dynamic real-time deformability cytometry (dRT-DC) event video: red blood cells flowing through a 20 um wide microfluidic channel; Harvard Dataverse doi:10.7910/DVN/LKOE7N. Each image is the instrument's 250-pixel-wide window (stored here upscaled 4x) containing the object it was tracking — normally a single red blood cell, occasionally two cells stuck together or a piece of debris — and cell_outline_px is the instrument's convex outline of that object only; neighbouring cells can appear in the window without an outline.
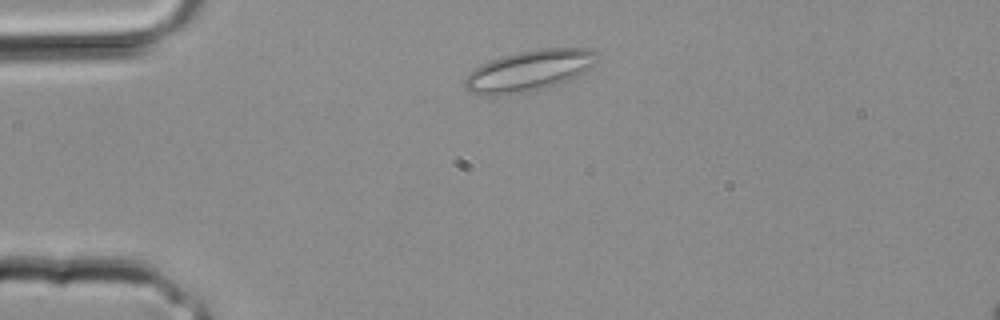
{"species": "common noctule bat (a hibernating species)", "species_latin": "Nyctalus noctula", "temperature_condition": "room temperature", "stored_images_in_passage": 29, "camera_frame_rate_fps": 3000, "um_per_image_px": 0.085, "animal": {"sex": "male", "body_mass_g": 20.4}, "frame": {"image": 1, "passage_image": 3, "time_ms": 0.667, "image_size_px": [1000, 320], "cell_outline_px": [[600, 60], [580, 76], [560, 84], [544, 88], [508, 96], [480, 96], [468, 92], [464, 88], [464, 80], [480, 64], [516, 52], [540, 48], [592, 48], [600, 56]], "centroid_in_image_um": [45.02, 6.03], "position_along_channel_um": 40.0, "area_um2": 32.31}}
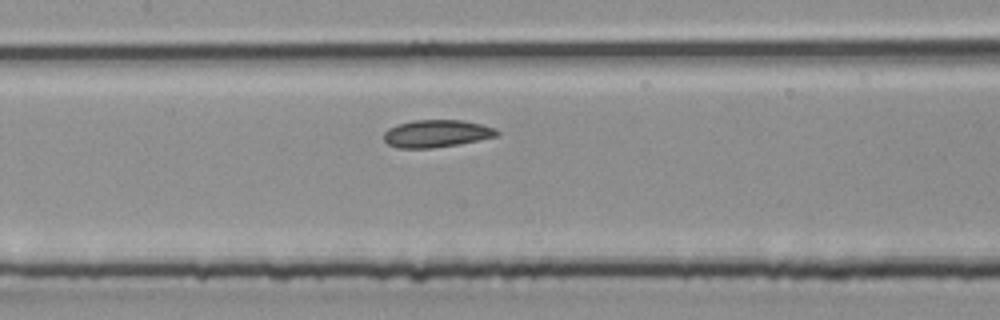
{"frame": {"image": 2, "passage_image": 11, "time_ms": 3.333, "image_size_px": [1000, 320], "cell_outline_px": [[500, 136], [460, 144], [432, 148], [396, 148], [388, 144], [384, 140], [384, 132], [388, 128], [396, 124], [412, 120], [464, 120], [496, 128], [500, 132]], "centroid_in_image_um": [37.12, 11.35], "position_along_channel_um": 170.3, "area_um2": 18.38}}
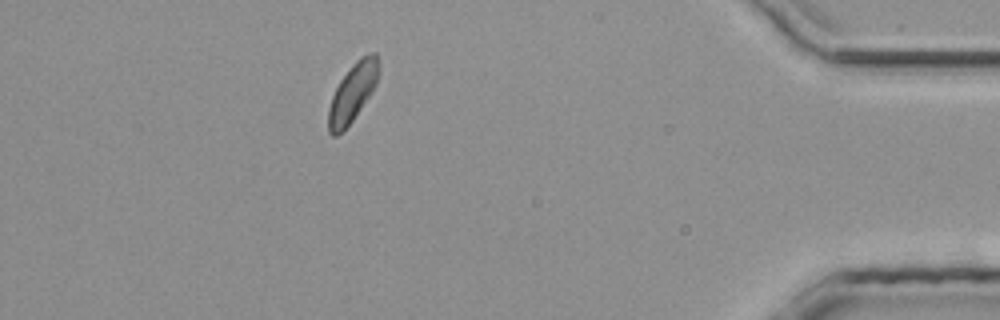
{"frame": {"image": 3, "passage_image": 25, "time_ms": 8.0, "image_size_px": [1000, 320], "cell_outline_px": [[380, 68], [376, 84], [372, 92], [352, 120], [336, 136], [332, 136], [328, 132], [328, 108], [332, 96], [340, 80], [352, 64], [360, 56], [372, 52], [376, 52], [380, 64]], "centroid_in_image_um": [29.98, 7.82], "position_along_channel_um": 405.2, "area_um2": 17.05}}